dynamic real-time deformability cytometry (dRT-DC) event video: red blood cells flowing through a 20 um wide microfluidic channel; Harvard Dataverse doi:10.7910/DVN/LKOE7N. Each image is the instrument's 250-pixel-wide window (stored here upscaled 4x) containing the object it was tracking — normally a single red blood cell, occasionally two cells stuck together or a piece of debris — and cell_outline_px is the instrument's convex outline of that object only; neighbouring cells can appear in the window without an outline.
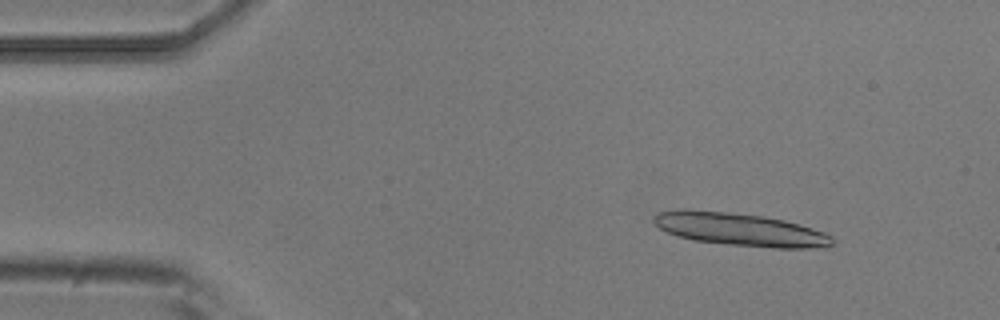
{"species": "common noctule bat (a hibernating species)", "species_latin": "Nyctalus noctula", "temperature_condition": "room temperature", "stored_images_in_passage": 6, "camera_frame_rate_fps": 3000, "um_per_image_px": 0.085, "animal": {"sex": "male", "body_mass_g": 20.5, "forearm_length_mm": 52.5}, "frame": {"image": 1, "passage_image": 2, "time_ms": 0.333, "image_size_px": [1000, 320], "cell_outline_px": [[832, 244], [812, 248], [772, 248], [732, 244], [696, 240], [676, 236], [660, 228], [652, 220], [652, 216], [660, 212], [684, 208], [724, 212], [760, 216], [784, 220], [812, 228], [824, 232], [832, 236]], "centroid_in_image_um": [62.86, 19.49], "position_along_channel_um": 22.1, "area_um2": 33.7}}
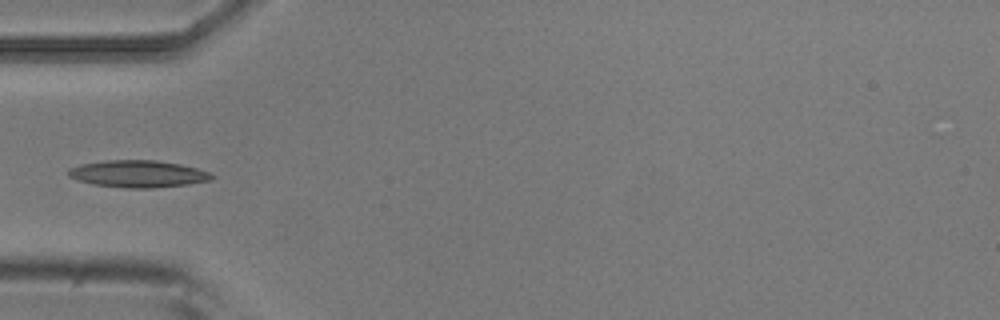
{"frame": {"image": 2, "passage_image": 5, "time_ms": 1.333, "image_size_px": [1000, 320], "cell_outline_px": [[216, 176], [212, 180], [188, 184], [152, 188], [124, 188], [92, 184], [68, 176], [68, 168], [80, 164], [108, 160], [156, 160], [180, 164], [196, 168], [208, 172]], "centroid_in_image_um": [11.74, 14.78], "position_along_channel_um": 73.3, "area_um2": 22.6}}
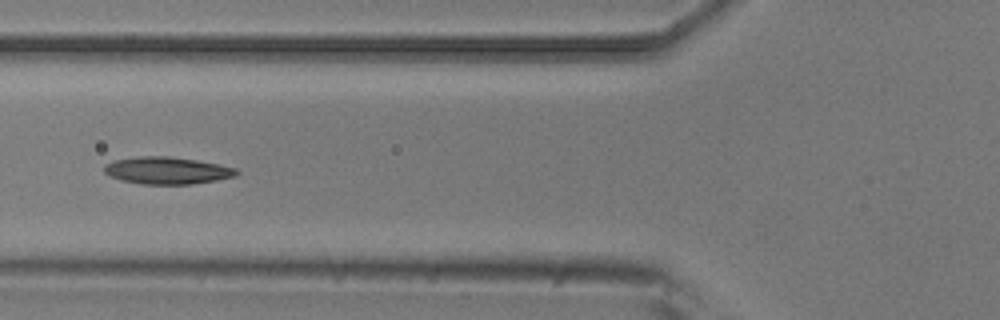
{"frame": {"image": 3, "passage_image": 6, "time_ms": 1.667, "image_size_px": [1000, 320], "cell_outline_px": [[240, 172], [236, 176], [216, 180], [192, 184], [140, 184], [120, 180], [104, 172], [104, 164], [116, 160], [140, 156], [168, 156], [196, 160], [220, 164], [236, 168]], "centroid_in_image_um": [14.23, 14.49], "position_along_channel_um": 111.6, "area_um2": 20.92}}